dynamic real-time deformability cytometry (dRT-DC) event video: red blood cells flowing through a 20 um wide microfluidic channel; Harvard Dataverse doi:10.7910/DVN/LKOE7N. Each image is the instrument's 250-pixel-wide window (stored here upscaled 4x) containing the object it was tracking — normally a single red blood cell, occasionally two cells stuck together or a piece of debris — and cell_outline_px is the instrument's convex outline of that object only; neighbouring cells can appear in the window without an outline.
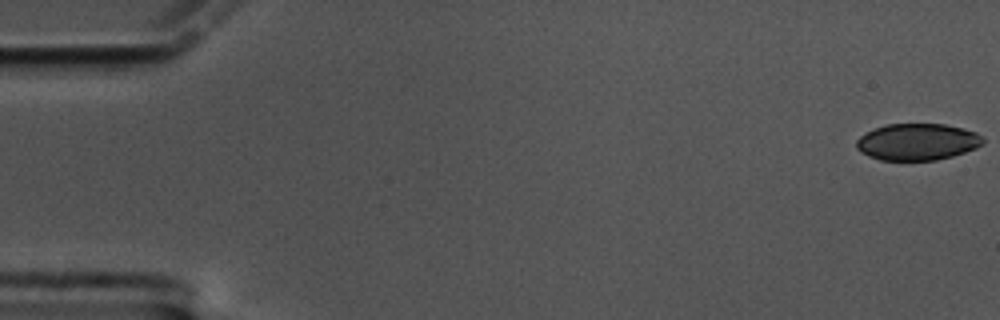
{"species": "common noctule bat (a hibernating species)", "species_latin": "Nyctalus noctula", "temperature_condition": "cold", "stored_images_in_passage": 59, "camera_frame_rate_fps": 3000, "um_per_image_px": 0.085, "animal": {"sex": "male", "body_mass_g": 17.5, "forearm_length_mm": 52.3}, "frame": {"image": 1, "passage_image": 1, "time_ms": 0.0, "image_size_px": [1000, 320], "cell_outline_px": [[984, 144], [976, 148], [952, 156], [936, 160], [880, 160], [868, 156], [860, 152], [856, 148], [856, 140], [860, 136], [876, 128], [888, 124], [944, 124], [964, 128], [976, 132], [984, 136]], "centroid_in_image_um": [78.0, 12.06], "position_along_channel_um": 7.0, "area_um2": 27.17}}
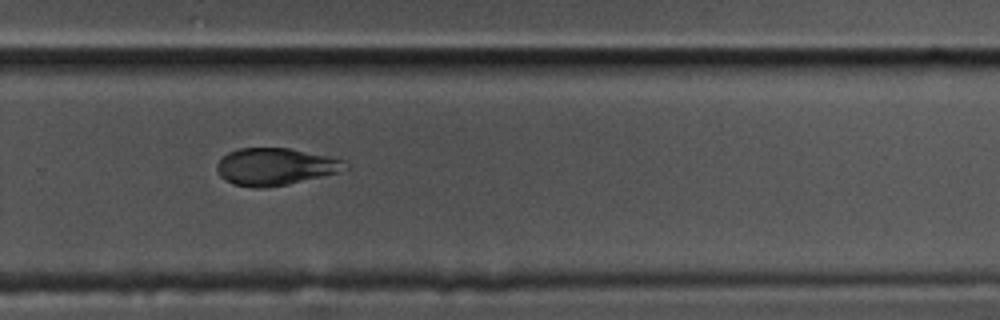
{"frame": {"image": 2, "passage_image": 40, "time_ms": 13.0, "image_size_px": [1000, 320], "cell_outline_px": [[352, 168], [288, 184], [264, 188], [256, 188], [232, 184], [224, 180], [220, 176], [216, 168], [216, 164], [228, 152], [236, 148], [288, 148], [332, 156], [344, 160]], "centroid_in_image_um": [23.4, 14.16], "position_along_channel_um": 306.4, "area_um2": 27.92}}
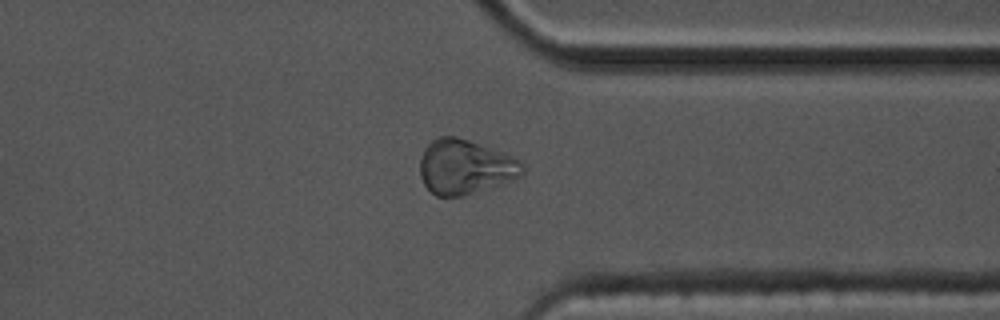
{"frame": {"image": 3, "passage_image": 46, "time_ms": 15.0, "image_size_px": [1000, 320], "cell_outline_px": [[524, 172], [520, 176], [492, 188], [464, 196], [436, 196], [424, 184], [420, 176], [420, 156], [424, 148], [436, 136], [456, 136], [504, 152], [520, 160], [524, 164]], "centroid_in_image_um": [39.54, 14.18], "position_along_channel_um": 371.9, "area_um2": 33.0}, "authors_computed_cell_mechanics": {"area_um2": 28.8422, "velocity_mm_per_s": 3.3868, "shape_relaxation_time_tau1_ms": null, "shape_relaxation_time_tau2_ms": 3.5766, "deformation_change_tau1": null, "deformation_change_tau2": 0.0662}}